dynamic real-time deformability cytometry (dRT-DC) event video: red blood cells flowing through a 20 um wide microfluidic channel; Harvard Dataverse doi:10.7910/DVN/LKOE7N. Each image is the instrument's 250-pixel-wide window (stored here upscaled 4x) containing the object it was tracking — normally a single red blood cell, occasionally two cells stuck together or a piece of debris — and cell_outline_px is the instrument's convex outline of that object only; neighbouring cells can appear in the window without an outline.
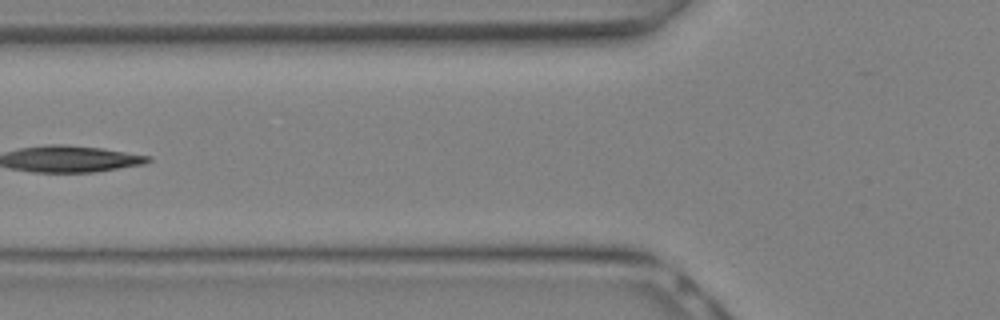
{"species": "Egyptian fruit bat (a non-hibernating species)", "species_latin": "Rousettus aegyptiacus", "temperature_condition": "warm", "stored_images_in_passage": 17, "camera_frame_rate_fps": 3000, "um_per_image_px": 0.085, "animal": {"sex": "female"}, "frame": {"image": 1, "passage_image": 7, "time_ms": 2.0, "image_size_px": [1000, 320], "cell_outline_px": [[140, 160], [124, 164], [104, 168], [28, 168], [40, 148], [84, 148], [108, 152]], "centroid_in_image_um": [6.56, 13.49], "position_along_channel_um": 119.2, "area_um2": 12.14}}
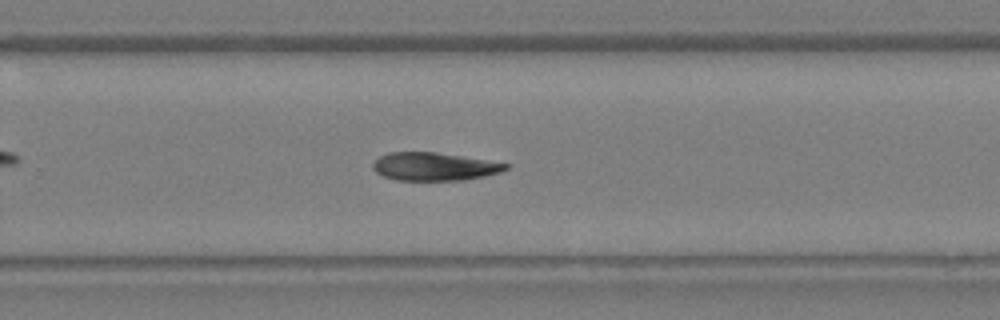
{"frame": {"image": 2, "passage_image": 14, "time_ms": 4.333, "image_size_px": [1000, 320], "cell_outline_px": [[504, 164], [500, 168], [488, 172], [468, 176], [396, 176], [416, 156], [436, 156]], "centroid_in_image_um": [37.94, 14.2], "position_along_channel_um": 291.9, "area_um2": 11.1}}
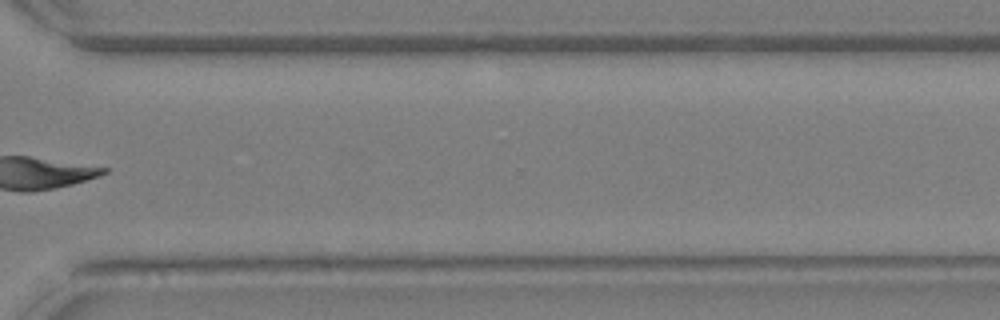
{"frame": {"image": 3, "passage_image": 17, "time_ms": 5.333, "image_size_px": [1000, 320], "cell_outline_px": [[100, 172], [92, 176], [60, 184], [36, 188], [12, 188], [24, 160], [28, 160]], "centroid_in_image_um": [4.05, 14.86], "position_along_channel_um": 366.5, "area_um2": 10.46}}